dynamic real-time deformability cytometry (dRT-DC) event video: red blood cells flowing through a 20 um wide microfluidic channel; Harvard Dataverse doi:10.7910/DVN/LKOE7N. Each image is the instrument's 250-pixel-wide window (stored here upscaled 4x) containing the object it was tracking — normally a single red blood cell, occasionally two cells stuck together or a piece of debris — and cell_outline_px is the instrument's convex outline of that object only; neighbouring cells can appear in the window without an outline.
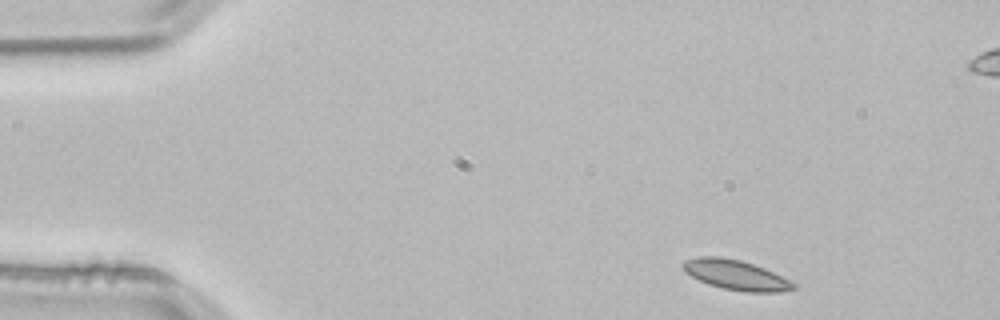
{"species": "common noctule bat (a hibernating species)", "species_latin": "Nyctalus noctula", "temperature_condition": "room temperature", "stored_images_in_passage": 4, "camera_frame_rate_fps": 3000, "um_per_image_px": 0.085, "animal": {"sex": "male", "body_mass_g": 21.5, "forearm_length_mm": 52.0}, "frame": {"image": 1, "passage_image": 1, "time_ms": 0.0, "image_size_px": [1000, 320], "cell_outline_px": [[796, 288], [780, 292], [744, 292], [724, 288], [708, 284], [684, 272], [680, 264], [684, 260], [700, 256], [720, 256], [740, 260], [764, 268], [796, 284]], "centroid_in_image_um": [62.49, 23.36], "position_along_channel_um": 22.5, "area_um2": 19.13}}